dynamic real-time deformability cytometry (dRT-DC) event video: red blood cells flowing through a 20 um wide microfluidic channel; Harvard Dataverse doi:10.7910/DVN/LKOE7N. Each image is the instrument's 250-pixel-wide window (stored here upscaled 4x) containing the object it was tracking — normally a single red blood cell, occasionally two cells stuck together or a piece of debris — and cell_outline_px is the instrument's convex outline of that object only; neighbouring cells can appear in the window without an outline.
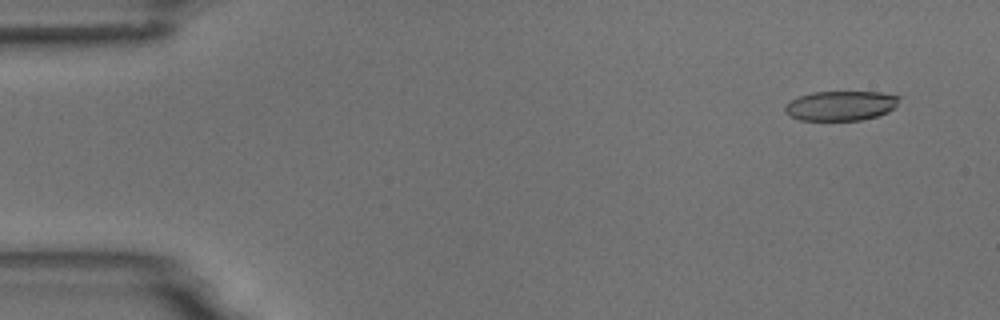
{"species": "common noctule bat (a hibernating species)", "species_latin": "Nyctalus noctula", "temperature_condition": "room temperature", "stored_images_in_passage": 4, "camera_frame_rate_fps": 3000, "um_per_image_px": 0.085, "animal": {"sex": "male", "body_mass_g": 18.8}, "frame": {"image": 1, "passage_image": 1, "time_ms": 0.0, "image_size_px": [1000, 320], "cell_outline_px": [[900, 96], [896, 104], [888, 112], [876, 116], [860, 120], [800, 120], [784, 112], [784, 108], [792, 100], [800, 96], [812, 92], [880, 92]], "centroid_in_image_um": [71.46, 8.98], "position_along_channel_um": 13.5, "area_um2": 19.48}}
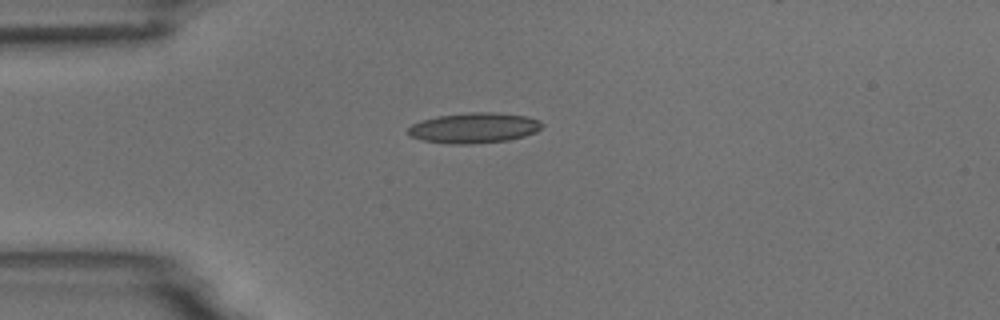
{"frame": {"image": 2, "passage_image": 4, "time_ms": 3.333, "image_size_px": [1000, 320], "cell_outline_px": [[544, 124], [536, 132], [524, 136], [508, 140], [472, 144], [448, 144], [424, 140], [408, 136], [408, 128], [412, 124], [436, 116], [472, 112], [492, 112], [528, 116], [540, 120]], "centroid_in_image_um": [40.31, 10.87], "position_along_channel_um": 44.7, "area_um2": 23.76}}